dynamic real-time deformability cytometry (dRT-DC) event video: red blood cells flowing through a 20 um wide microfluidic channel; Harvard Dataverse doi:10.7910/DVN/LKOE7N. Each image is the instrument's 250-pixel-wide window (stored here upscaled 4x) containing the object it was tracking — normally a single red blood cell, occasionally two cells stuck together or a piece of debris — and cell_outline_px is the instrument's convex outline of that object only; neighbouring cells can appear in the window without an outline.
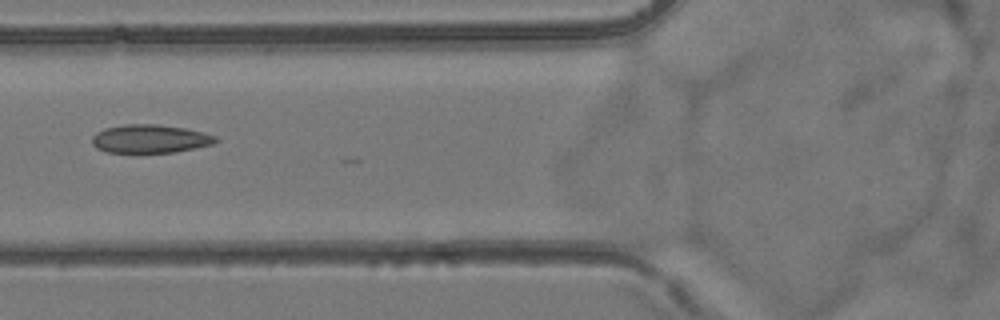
{"species": "common noctule bat (a hibernating species)", "species_latin": "Nyctalus noctula", "temperature_condition": "room temperature", "stored_images_in_passage": 5, "camera_frame_rate_fps": 3000, "um_per_image_px": 0.085, "animal": {"sex": "female", "body_mass_g": 24.6, "forearm_length_mm": 56.2}, "frame": {"image": 1, "passage_image": 5, "time_ms": 6.333, "image_size_px": [1000, 320], "cell_outline_px": [[220, 140], [212, 144], [196, 148], [176, 152], [140, 156], [136, 156], [108, 152], [96, 148], [92, 144], [92, 136], [96, 132], [104, 128], [124, 124], [156, 124], [184, 128], [204, 132], [216, 136]], "centroid_in_image_um": [12.72, 11.85], "position_along_channel_um": 113.1, "area_um2": 21.56}}